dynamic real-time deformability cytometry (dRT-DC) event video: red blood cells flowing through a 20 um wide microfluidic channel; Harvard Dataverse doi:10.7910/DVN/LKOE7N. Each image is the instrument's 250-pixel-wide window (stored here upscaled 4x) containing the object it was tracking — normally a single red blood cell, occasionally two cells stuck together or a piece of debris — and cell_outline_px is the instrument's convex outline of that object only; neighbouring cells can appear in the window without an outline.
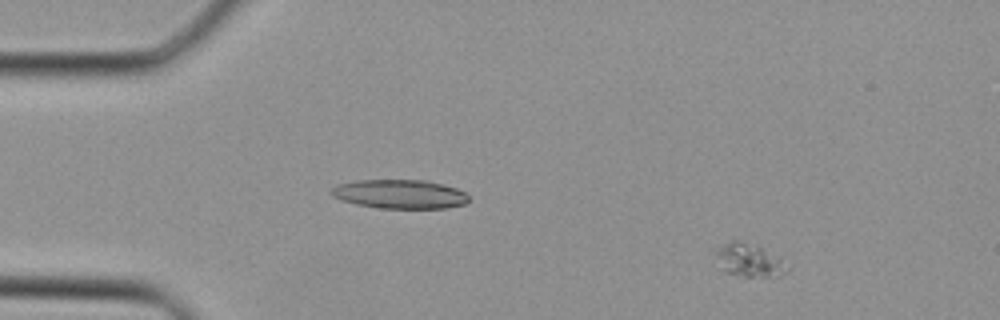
{"species": "Egyptian fruit bat (a non-hibernating species)", "species_latin": "Rousettus aegyptiacus", "temperature_condition": "cold", "stored_images_in_passage": 40, "camera_frame_rate_fps": 3000, "um_per_image_px": 0.085, "animal": {"sex": "female"}, "frame": {"image": 1, "passage_image": 5, "time_ms": 1.333, "image_size_px": [1000, 320], "cell_outline_px": [[788, 272], [776, 276], [744, 276], [724, 272], [716, 252], [720, 248], [732, 240], [740, 240], [760, 248], [788, 268]], "centroid_in_image_um": [63.63, 22.14], "position_along_channel_um": 21.4, "area_um2": 12.6}}
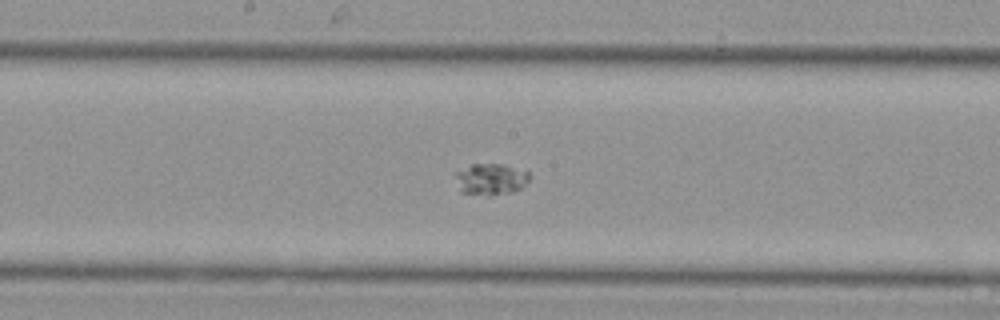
{"frame": {"image": 2, "passage_image": 21, "time_ms": 6.667, "image_size_px": [1000, 320], "cell_outline_px": [[532, 176], [520, 188], [512, 192], [460, 192], [456, 176], [456, 172], [472, 164], [504, 164], [528, 172]], "centroid_in_image_um": [41.75, 15.16], "position_along_channel_um": 206.5, "area_um2": 12.72}}
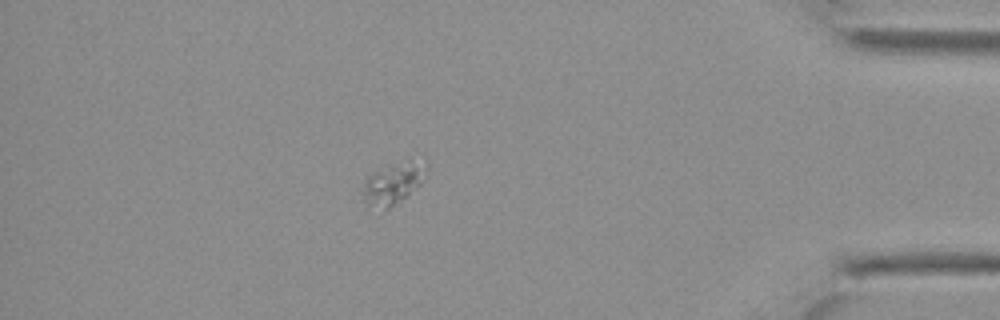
{"frame": {"image": 3, "passage_image": 35, "time_ms": 11.333, "image_size_px": [1000, 320], "cell_outline_px": [[424, 180], [408, 196], [388, 208], [384, 208], [368, 204], [364, 200], [364, 180], [372, 172], [392, 168], [420, 168]], "centroid_in_image_um": [33.24, 15.8], "position_along_channel_um": 402.0, "area_um2": 12.83}}